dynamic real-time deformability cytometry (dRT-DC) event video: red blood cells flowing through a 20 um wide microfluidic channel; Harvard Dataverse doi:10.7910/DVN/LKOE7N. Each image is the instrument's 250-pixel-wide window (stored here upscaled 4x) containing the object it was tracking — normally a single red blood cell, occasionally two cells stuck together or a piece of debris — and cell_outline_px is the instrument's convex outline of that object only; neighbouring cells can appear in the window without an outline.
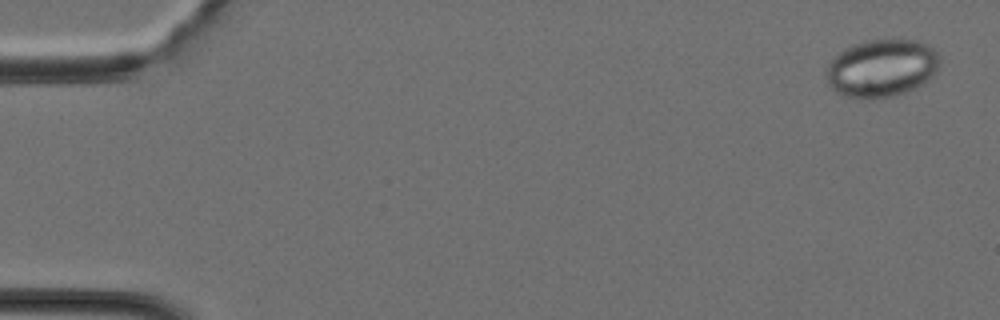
{"species": "Egyptian fruit bat (a non-hibernating species)", "species_latin": "Rousettus aegyptiacus", "temperature_condition": "cold", "stored_images_in_passage": 40, "camera_frame_rate_fps": 3000, "um_per_image_px": 0.085, "animal": {"sex": "female"}, "frame": {"image": 1, "passage_image": 1, "time_ms": 0.0, "image_size_px": [1000, 320], "cell_outline_px": [[940, 60], [936, 68], [928, 80], [916, 88], [896, 96], [860, 100], [840, 96], [832, 88], [824, 72], [824, 68], [840, 52], [856, 44], [872, 40], [916, 40], [932, 48], [940, 56]], "centroid_in_image_um": [74.91, 5.84], "position_along_channel_um": 10.1, "area_um2": 38.15}}
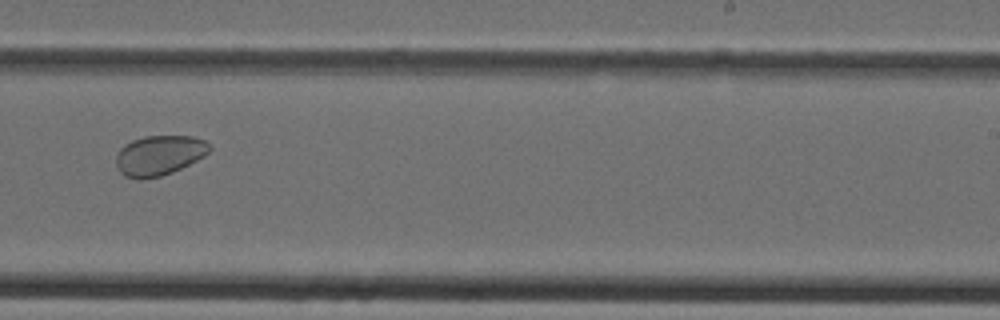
{"frame": {"image": 2, "passage_image": 25, "time_ms": 8.0, "image_size_px": [1000, 320], "cell_outline_px": [[212, 148], [204, 156], [172, 172], [160, 176], [140, 180], [124, 176], [120, 172], [116, 164], [116, 152], [124, 144], [132, 140], [144, 136], [192, 136], [204, 140]], "centroid_in_image_um": [13.49, 13.2], "position_along_channel_um": 275.5, "area_um2": 21.79}}
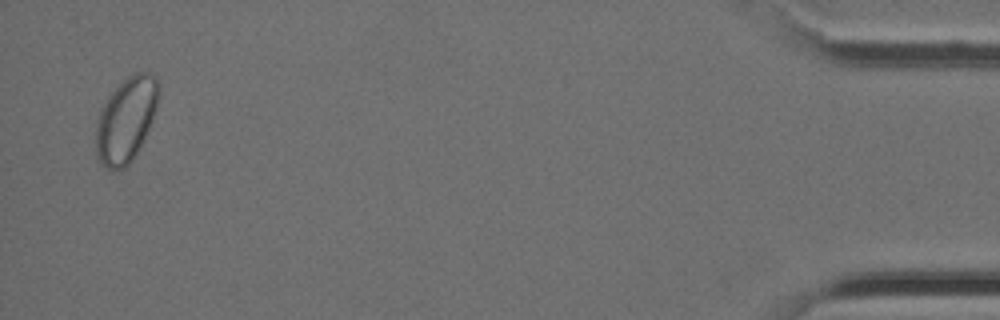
{"frame": {"image": 3, "passage_image": 39, "time_ms": 12.667, "image_size_px": [1000, 320], "cell_outline_px": [[160, 92], [156, 108], [152, 120], [144, 140], [140, 148], [132, 160], [124, 168], [112, 172], [100, 164], [96, 156], [96, 124], [100, 108], [108, 96], [132, 72], [148, 72], [156, 76], [160, 84]], "centroid_in_image_um": [10.72, 10.19], "position_along_channel_um": 424.5, "area_um2": 31.44}}